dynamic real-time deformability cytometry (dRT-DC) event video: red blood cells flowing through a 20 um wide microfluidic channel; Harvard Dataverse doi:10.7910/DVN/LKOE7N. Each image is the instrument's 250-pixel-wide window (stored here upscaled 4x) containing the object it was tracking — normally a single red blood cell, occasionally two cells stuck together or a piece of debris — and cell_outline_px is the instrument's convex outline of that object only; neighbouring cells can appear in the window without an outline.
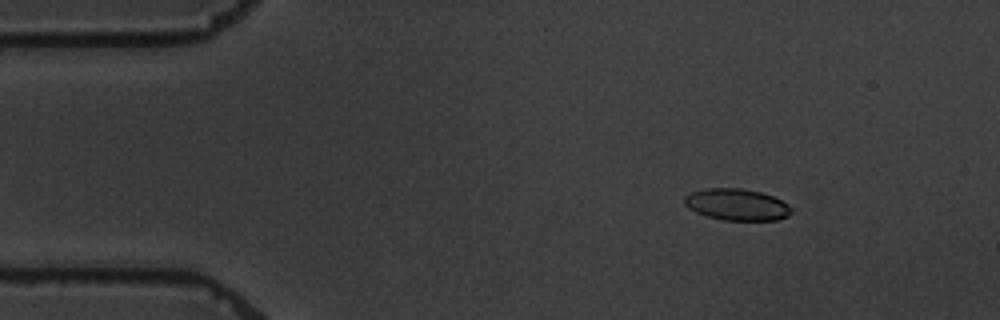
{"species": "common noctule bat (a hibernating species)", "species_latin": "Nyctalus noctula", "temperature_condition": "warm", "stored_images_in_passage": 9, "camera_frame_rate_fps": 3000, "um_per_image_px": 0.085, "animal": {"sex": "male", "body_mass_g": 19.5, "forearm_length_mm": 54.6}, "frame": {"image": 1, "passage_image": 3, "time_ms": 2.333, "image_size_px": [1000, 320], "cell_outline_px": [[792, 212], [788, 216], [776, 220], [724, 220], [708, 216], [696, 212], [688, 208], [684, 204], [684, 196], [692, 192], [704, 188], [740, 188], [760, 192], [772, 196], [788, 204], [792, 208]], "centroid_in_image_um": [62.62, 17.38], "position_along_channel_um": 22.4, "area_um2": 19.65}}
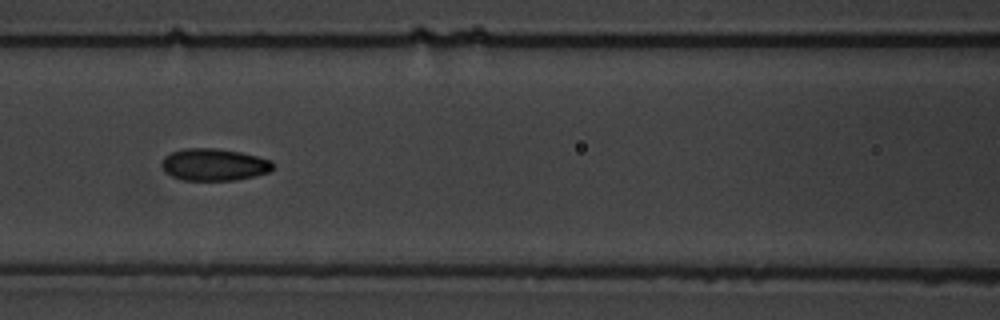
{"frame": {"image": 2, "passage_image": 7, "time_ms": 8.0, "image_size_px": [1000, 320], "cell_outline_px": [[272, 168], [268, 172], [236, 180], [180, 180], [164, 172], [160, 164], [164, 156], [172, 152], [184, 148], [216, 148], [240, 152], [272, 160]], "centroid_in_image_um": [18.13, 13.99], "position_along_channel_um": 148.5, "area_um2": 20.81}}
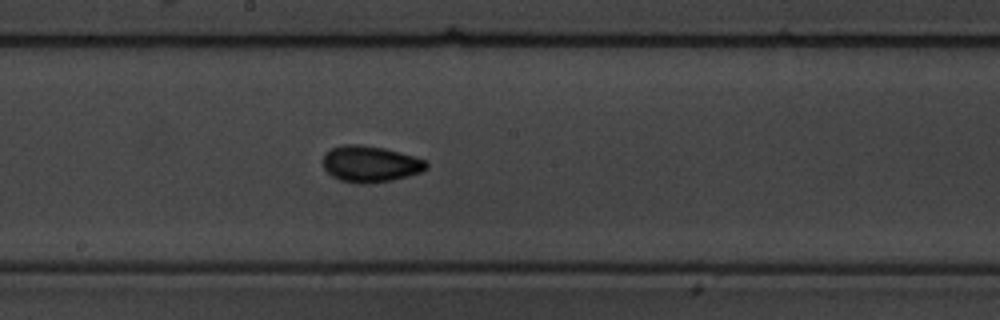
{"frame": {"image": 3, "passage_image": 9, "time_ms": 10.0, "image_size_px": [1000, 320], "cell_outline_px": [[428, 168], [420, 172], [408, 176], [392, 180], [368, 184], [360, 184], [340, 180], [332, 176], [324, 168], [324, 152], [332, 148], [344, 144], [360, 144], [384, 148], [428, 160]], "centroid_in_image_um": [31.49, 13.94], "position_along_channel_um": 216.7, "area_um2": 21.96}}